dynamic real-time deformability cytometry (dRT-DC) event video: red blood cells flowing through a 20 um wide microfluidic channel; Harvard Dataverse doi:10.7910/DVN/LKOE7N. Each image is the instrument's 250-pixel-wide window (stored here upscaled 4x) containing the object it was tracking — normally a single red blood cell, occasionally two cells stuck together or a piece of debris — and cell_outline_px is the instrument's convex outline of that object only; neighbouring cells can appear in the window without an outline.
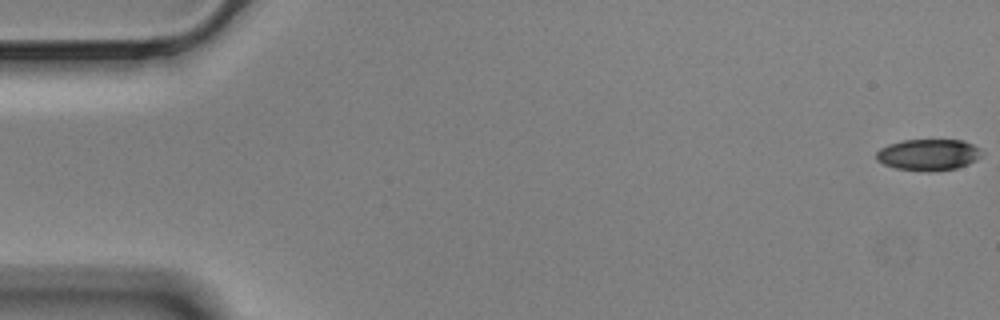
{"species": "Egyptian fruit bat (a non-hibernating species)", "species_latin": "Rousettus aegyptiacus", "temperature_condition": "cold", "stored_images_in_passage": 57, "camera_frame_rate_fps": 3000, "um_per_image_px": 0.085, "animal": {"sex": "male"}, "frame": {"image": 1, "passage_image": 1, "time_ms": 0.0, "image_size_px": [1000, 320], "cell_outline_px": [[984, 152], [976, 160], [968, 164], [956, 168], [932, 172], [928, 172], [896, 168], [884, 164], [876, 160], [876, 152], [880, 148], [888, 144], [904, 140], [964, 140], [980, 148]], "centroid_in_image_um": [78.92, 13.15], "position_along_channel_um": 6.1, "area_um2": 19.42}}
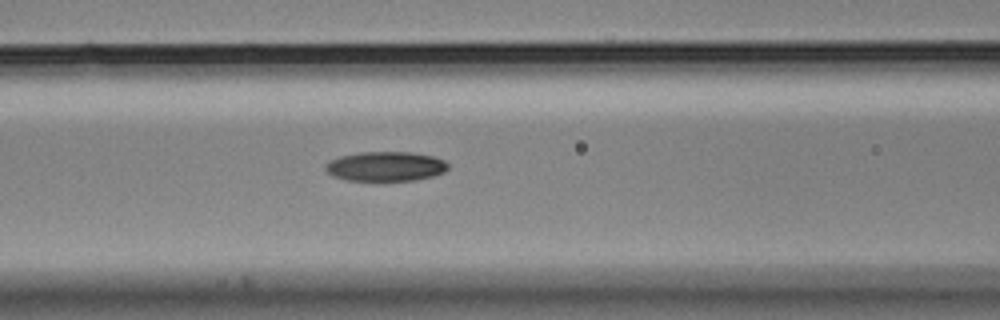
{"frame": {"image": 2, "passage_image": 24, "time_ms": 7.667, "image_size_px": [1000, 320], "cell_outline_px": [[448, 168], [444, 172], [432, 176], [416, 180], [380, 184], [344, 180], [332, 176], [324, 168], [332, 160], [340, 156], [360, 152], [412, 152], [432, 156], [444, 160], [448, 164]], "centroid_in_image_um": [32.77, 14.2], "position_along_channel_um": 133.8, "area_um2": 22.02}}
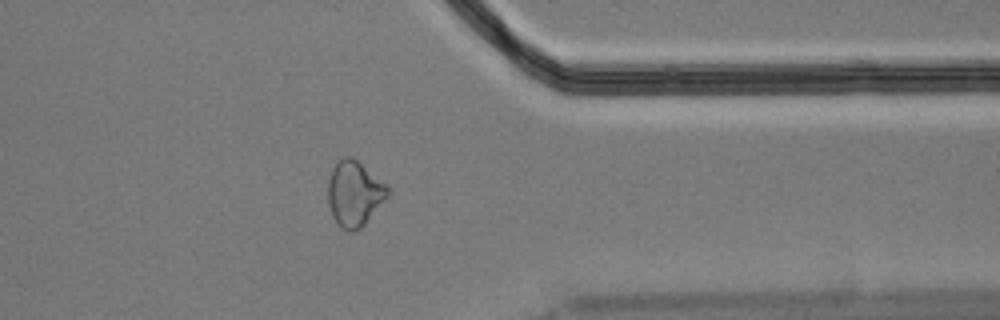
{"frame": {"image": 3, "passage_image": 46, "time_ms": 15.0, "image_size_px": [1000, 320], "cell_outline_px": [[392, 192], [364, 224], [360, 228], [352, 232], [348, 232], [332, 216], [328, 204], [328, 180], [332, 168], [344, 156], [352, 156], [384, 184]], "centroid_in_image_um": [30.11, 16.46], "position_along_channel_um": 381.3, "area_um2": 22.31}}